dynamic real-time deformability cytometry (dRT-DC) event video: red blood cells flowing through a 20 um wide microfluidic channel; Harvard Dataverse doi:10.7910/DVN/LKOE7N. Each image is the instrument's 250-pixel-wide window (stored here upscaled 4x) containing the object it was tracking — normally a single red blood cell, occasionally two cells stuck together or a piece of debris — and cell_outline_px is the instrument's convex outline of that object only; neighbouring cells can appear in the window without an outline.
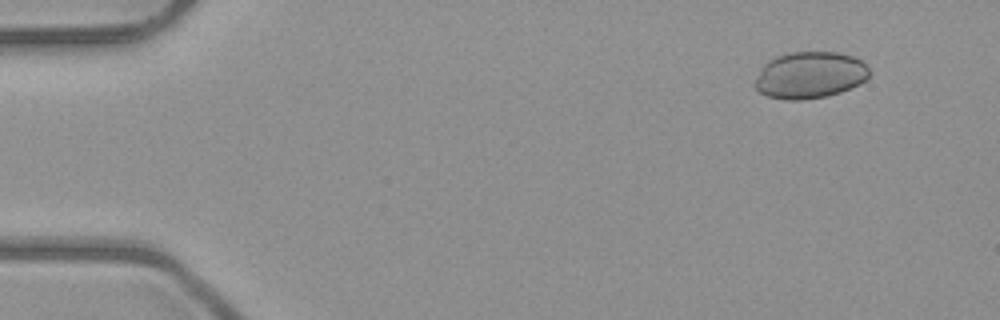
{"species": "common noctule bat (a hibernating species)", "species_latin": "Nyctalus noctula", "temperature_condition": "room temperature", "stored_images_in_passage": 4, "camera_frame_rate_fps": 3000, "um_per_image_px": 0.085, "animal": {"sex": "male", "body_mass_g": 23.1, "forearm_length_mm": 52.7}, "frame": {"image": 1, "passage_image": 1, "time_ms": 0.0, "image_size_px": [1000, 320], "cell_outline_px": [[872, 72], [860, 84], [840, 92], [828, 96], [800, 100], [784, 100], [768, 96], [760, 92], [752, 84], [760, 68], [768, 60], [776, 56], [788, 52], [836, 52], [852, 56], [860, 60]], "centroid_in_image_um": [68.8, 6.38], "position_along_channel_um": 16.2, "area_um2": 31.39}}